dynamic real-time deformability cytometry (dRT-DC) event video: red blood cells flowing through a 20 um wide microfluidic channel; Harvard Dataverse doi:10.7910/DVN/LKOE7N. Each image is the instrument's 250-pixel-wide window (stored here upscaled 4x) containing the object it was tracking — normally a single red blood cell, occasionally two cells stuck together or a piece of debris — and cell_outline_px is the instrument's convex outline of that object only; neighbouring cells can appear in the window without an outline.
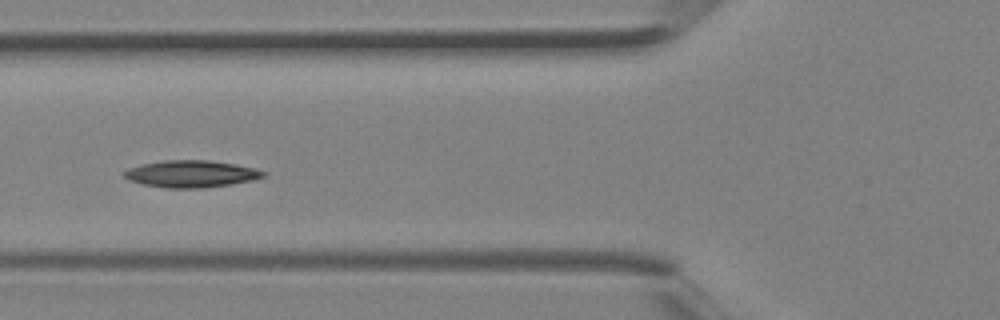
{"species": "Egyptian fruit bat (a non-hibernating species)", "species_latin": "Rousettus aegyptiacus", "temperature_condition": "room temperature", "stored_images_in_passage": 4, "camera_frame_rate_fps": 3000, "um_per_image_px": 0.085, "animal": {"sex": "female"}, "frame": {"image": 1, "passage_image": 4, "time_ms": 1.0, "image_size_px": [1000, 320], "cell_outline_px": [[264, 176], [252, 180], [232, 184], [200, 188], [164, 188], [144, 184], [128, 180], [120, 176], [128, 168], [140, 164], [160, 160], [208, 160], [236, 164], [256, 168], [264, 172]], "centroid_in_image_um": [16.19, 14.77], "position_along_channel_um": 109.6, "area_um2": 22.02}}